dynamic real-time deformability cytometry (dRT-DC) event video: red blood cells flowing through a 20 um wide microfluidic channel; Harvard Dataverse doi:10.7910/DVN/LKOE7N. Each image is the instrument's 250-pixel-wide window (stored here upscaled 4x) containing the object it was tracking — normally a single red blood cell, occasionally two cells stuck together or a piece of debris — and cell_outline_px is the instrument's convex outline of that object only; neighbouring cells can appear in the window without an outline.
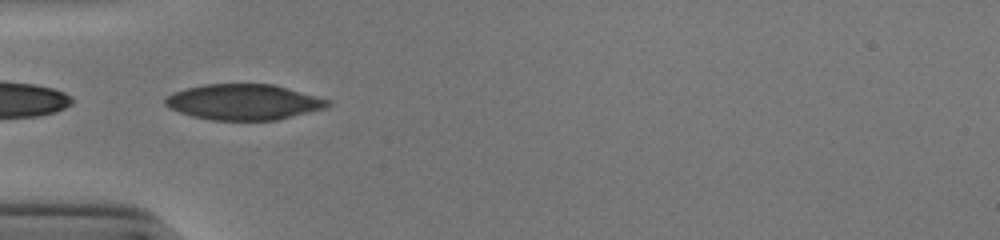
{"species": "human", "species_latin": "Homo sapiens", "temperature_condition": "cold", "stored_images_in_passage": 35, "camera_frame_rate_fps": 3000, "um_per_image_px": 0.085, "donor": {"sex": "male"}, "frame": {"image": 1, "passage_image": 1, "time_ms": 0.0, "image_size_px": [1000, 240], "cell_outline_px": [[332, 104], [324, 108], [276, 120], [212, 120], [192, 116], [168, 108], [164, 104], [164, 100], [172, 92], [184, 88], [204, 84], [272, 84], [288, 88], [332, 100]], "centroid_in_image_um": [20.69, 8.66], "position_along_channel_um": 64.3, "area_um2": 33.81}}
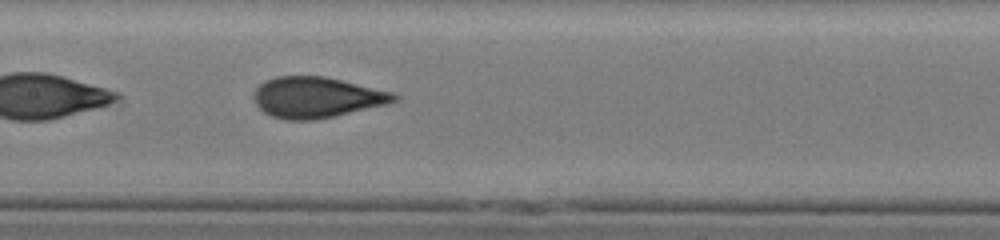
{"frame": {"image": 2, "passage_image": 10, "time_ms": 3.0, "image_size_px": [1000, 240], "cell_outline_px": [[400, 96], [396, 100], [384, 104], [332, 116], [312, 120], [288, 120], [272, 116], [264, 112], [256, 104], [252, 96], [256, 88], [260, 84], [276, 76], [324, 76], [392, 92]], "centroid_in_image_um": [26.86, 8.27], "position_along_channel_um": 180.5, "area_um2": 32.77}}
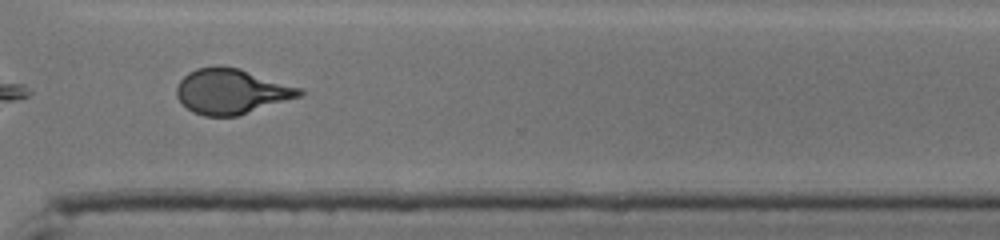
{"frame": {"image": 3, "passage_image": 23, "time_ms": 7.333, "image_size_px": [1000, 240], "cell_outline_px": [[304, 96], [236, 116], [204, 116], [192, 112], [176, 96], [176, 88], [180, 80], [188, 72], [196, 68], [220, 64], [240, 68], [304, 88]], "centroid_in_image_um": [19.71, 7.74], "position_along_channel_um": 350.9, "area_um2": 32.89}, "authors_computed_cell_mechanics": {"area_um2": 32.946, "velocity_mm_per_s": 3.9367, "shape_relaxation_time_tau1_ms": 7.9442, "shape_relaxation_time_tau2_ms": 0.7479, "deformation_change_tau1": 0.2042, "deformation_change_tau2": 0.0703}}